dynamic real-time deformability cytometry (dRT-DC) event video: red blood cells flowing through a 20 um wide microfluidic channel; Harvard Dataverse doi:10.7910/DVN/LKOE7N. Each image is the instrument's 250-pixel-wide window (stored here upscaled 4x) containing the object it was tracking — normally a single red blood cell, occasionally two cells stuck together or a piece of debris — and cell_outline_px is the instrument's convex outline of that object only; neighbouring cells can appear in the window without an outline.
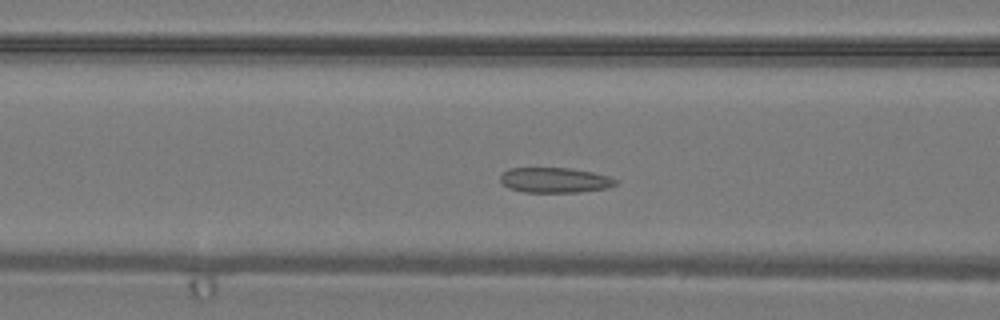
{"species": "common noctule bat (a hibernating species)", "species_latin": "Nyctalus noctula", "temperature_condition": "warm", "stored_images_in_passage": 29, "camera_frame_rate_fps": 3000, "um_per_image_px": 0.085, "animal": {"sex": "male", "body_mass_g": 19.2, "forearm_length_mm": 51.8}, "frame": {"image": 1, "passage_image": 6, "time_ms": 1.667, "image_size_px": [1000, 320], "cell_outline_px": [[620, 180], [616, 184], [608, 188], [576, 192], [524, 192], [508, 188], [500, 180], [500, 176], [508, 168], [572, 168], [592, 172], [608, 176]], "centroid_in_image_um": [47.17, 15.31], "position_along_channel_um": 119.4, "area_um2": 16.94}}
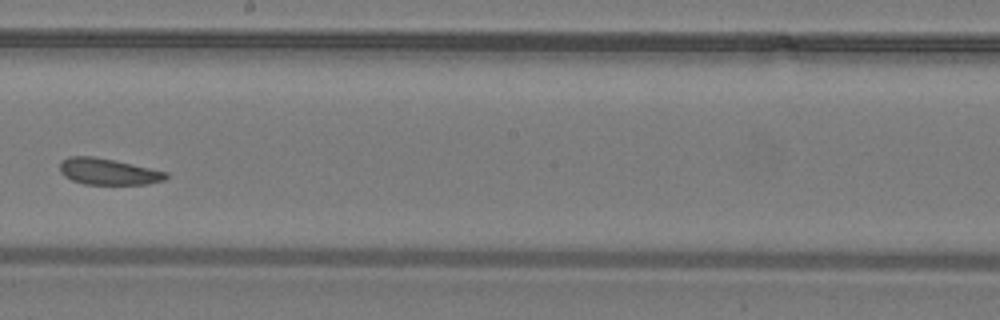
{"frame": {"image": 2, "passage_image": 13, "time_ms": 4.0, "image_size_px": [1000, 320], "cell_outline_px": [[168, 176], [164, 180], [148, 184], [84, 184], [72, 180], [64, 176], [60, 172], [60, 160], [68, 156], [92, 156], [132, 164], [168, 172]], "centroid_in_image_um": [9.17, 14.58], "position_along_channel_um": 239.0, "area_um2": 16.24}}
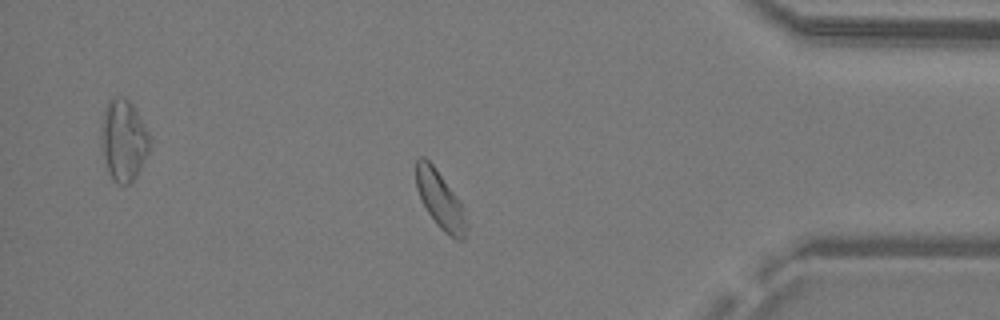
{"frame": {"image": 3, "passage_image": 24, "time_ms": 7.667, "image_size_px": [1000, 320], "cell_outline_px": [[468, 228], [464, 240], [456, 240], [444, 232], [436, 224], [428, 212], [416, 188], [416, 156], [424, 156], [432, 164], [460, 200], [468, 224]], "centroid_in_image_um": [37.43, 17.01], "position_along_channel_um": 397.8, "area_um2": 16.88}}